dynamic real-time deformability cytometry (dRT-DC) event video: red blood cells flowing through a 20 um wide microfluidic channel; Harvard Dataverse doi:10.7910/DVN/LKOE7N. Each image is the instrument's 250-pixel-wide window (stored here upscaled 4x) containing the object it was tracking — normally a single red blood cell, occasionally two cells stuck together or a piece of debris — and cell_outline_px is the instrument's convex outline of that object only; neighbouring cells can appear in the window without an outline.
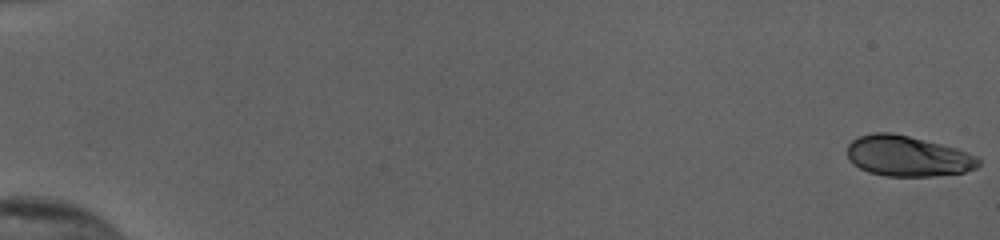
{"species": "human", "species_latin": "Homo sapiens", "temperature_condition": "cold", "stored_images_in_passage": 55, "camera_frame_rate_fps": 3000, "um_per_image_px": 0.085, "donor": {"sex": "female"}, "frame": {"image": 1, "passage_image": 1, "time_ms": 0.0, "image_size_px": [1000, 240], "cell_outline_px": [[980, 164], [976, 168], [964, 172], [932, 176], [884, 176], [868, 172], [852, 164], [848, 160], [848, 144], [852, 140], [860, 136], [872, 132], [892, 132], [956, 148], [976, 156], [980, 160]], "centroid_in_image_um": [77.12, 13.27], "position_along_channel_um": 7.9, "area_um2": 30.98}}
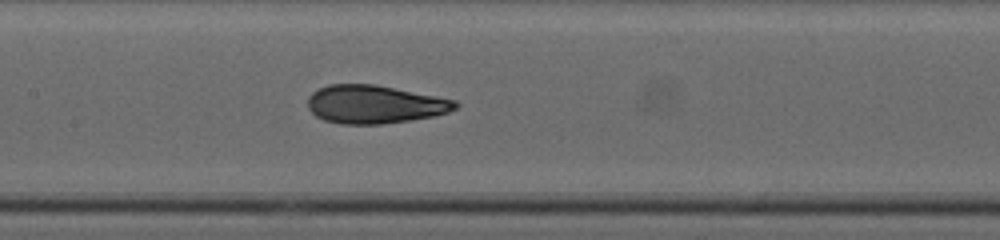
{"frame": {"image": 2, "passage_image": 29, "time_ms": 9.333, "image_size_px": [1000, 240], "cell_outline_px": [[460, 104], [456, 108], [448, 112], [432, 116], [412, 120], [380, 124], [340, 124], [324, 120], [316, 116], [308, 108], [308, 96], [312, 92], [328, 84], [376, 84], [456, 100]], "centroid_in_image_um": [31.84, 8.86], "position_along_channel_um": 175.6, "area_um2": 32.95}}
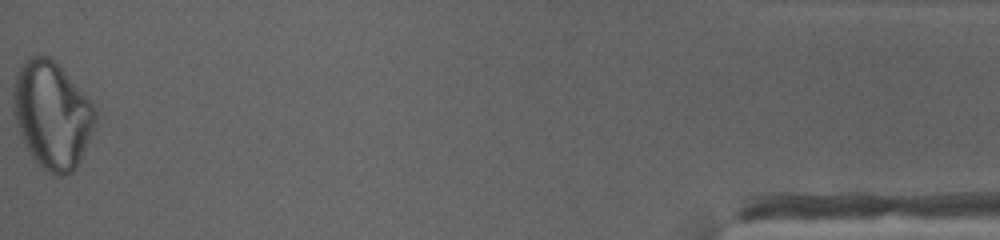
{"frame": {"image": 3, "passage_image": 55, "time_ms": 18.0, "image_size_px": [1000, 240], "cell_outline_px": [[96, 128], [76, 168], [68, 176], [52, 176], [32, 156], [20, 132], [16, 120], [12, 100], [12, 92], [16, 72], [24, 60], [28, 56], [48, 56], [60, 68], [96, 108]], "centroid_in_image_um": [4.43, 9.79], "position_along_channel_um": 430.8, "area_um2": 50.75}, "authors_computed_cell_mechanics": {"area_um2": 32.8882, "velocity_mm_per_s": 3.8946, "shape_relaxation_time_tau1_ms": 8.7927, "shape_relaxation_time_tau2_ms": 0.8966, "deformation_change_tau1": 0.2489, "deformation_change_tau2": 0.045}}